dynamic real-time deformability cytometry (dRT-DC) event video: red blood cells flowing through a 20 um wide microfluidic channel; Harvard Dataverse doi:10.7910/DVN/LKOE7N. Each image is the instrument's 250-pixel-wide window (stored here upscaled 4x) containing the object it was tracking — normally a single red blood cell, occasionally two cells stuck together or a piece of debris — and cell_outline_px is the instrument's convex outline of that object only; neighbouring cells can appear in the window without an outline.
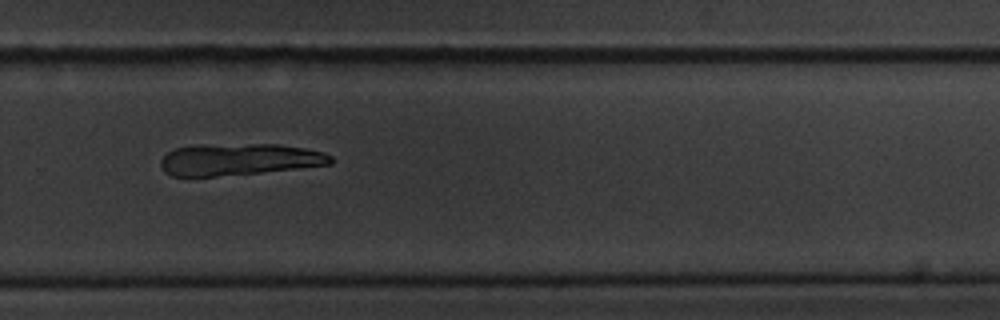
{"species": "common noctule bat (a hibernating species)", "species_latin": "Nyctalus noctula", "temperature_condition": "cold", "stored_images_in_passage": 24, "camera_frame_rate_fps": 3000, "um_per_image_px": 0.085, "animal": {"sex": "male", "body_mass_g": 20.1, "forearm_length_mm": 53.5}, "frame": {"image": 1, "passage_image": 21, "time_ms": 6.667, "image_size_px": [1000, 320], "cell_outline_px": [[332, 164], [260, 172], [216, 176], [172, 176], [164, 172], [160, 164], [160, 160], [168, 152], [176, 148], [252, 144], [276, 144], [304, 148], [324, 152], [332, 156]], "centroid_in_image_um": [20.36, 13.57], "position_along_channel_um": 309.4, "area_um2": 30.63}}